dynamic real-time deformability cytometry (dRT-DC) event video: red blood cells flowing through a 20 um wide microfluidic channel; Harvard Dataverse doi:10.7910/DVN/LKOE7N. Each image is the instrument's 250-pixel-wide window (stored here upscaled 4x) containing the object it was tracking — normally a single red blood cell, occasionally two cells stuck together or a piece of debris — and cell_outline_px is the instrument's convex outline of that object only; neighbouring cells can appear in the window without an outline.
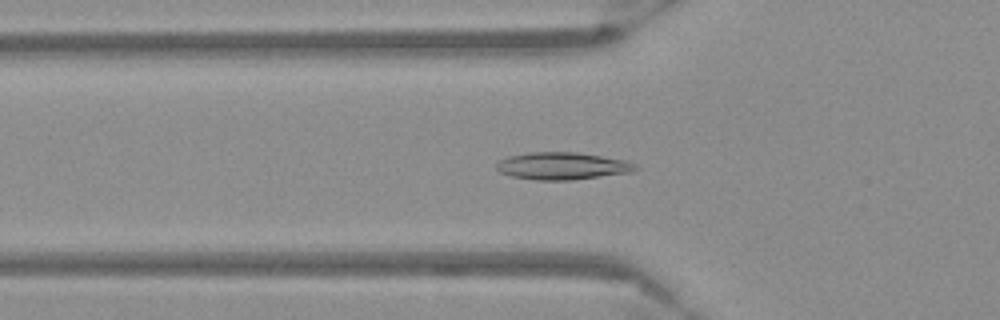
{"species": "Egyptian fruit bat (a non-hibernating species)", "species_latin": "Rousettus aegyptiacus", "temperature_condition": "warm", "stored_images_in_passage": 28, "camera_frame_rate_fps": 3000, "um_per_image_px": 0.085, "frame": {"image": 1, "passage_image": 3, "time_ms": 0.667, "image_size_px": [1000, 320], "cell_outline_px": [[640, 168], [632, 172], [572, 180], [536, 180], [512, 176], [500, 172], [496, 168], [496, 164], [500, 160], [508, 156], [528, 152], [576, 152], [624, 160], [636, 164]], "centroid_in_image_um": [47.79, 14.11], "position_along_channel_um": 78.0, "area_um2": 22.08}}
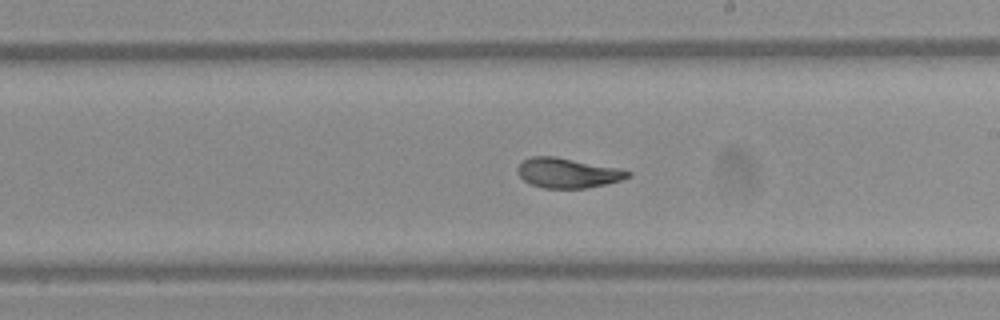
{"frame": {"image": 2, "passage_image": 16, "time_ms": 5.0, "image_size_px": [1000, 320], "cell_outline_px": [[632, 176], [620, 180], [604, 184], [584, 188], [544, 188], [532, 184], [524, 180], [516, 172], [516, 168], [524, 160], [532, 156], [556, 156], [624, 168], [632, 172]], "centroid_in_image_um": [48.3, 14.68], "position_along_channel_um": 240.7, "area_um2": 19.42}}
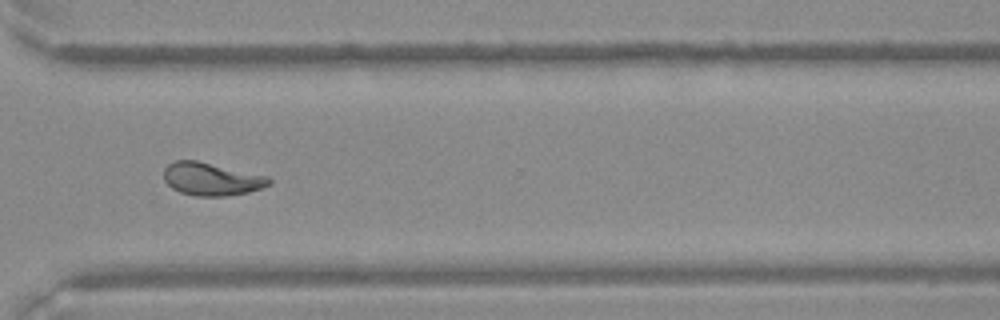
{"frame": {"image": 3, "passage_image": 25, "time_ms": 8.0, "image_size_px": [1000, 320], "cell_outline_px": [[272, 180], [268, 184], [260, 188], [248, 192], [224, 196], [196, 196], [180, 192], [172, 188], [164, 180], [164, 168], [168, 164], [176, 160], [196, 160], [268, 176]], "centroid_in_image_um": [17.94, 15.21], "position_along_channel_um": 352.7, "area_um2": 20.0}}